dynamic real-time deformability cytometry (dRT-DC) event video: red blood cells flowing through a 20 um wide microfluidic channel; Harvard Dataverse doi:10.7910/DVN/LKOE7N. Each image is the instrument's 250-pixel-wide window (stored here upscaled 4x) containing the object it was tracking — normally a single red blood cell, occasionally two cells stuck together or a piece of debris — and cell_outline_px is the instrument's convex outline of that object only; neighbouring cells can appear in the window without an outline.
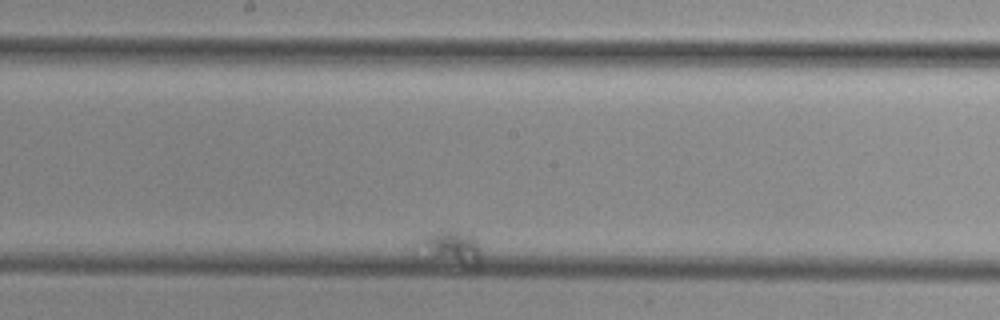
{"species": "common noctule bat (a hibernating species)", "species_latin": "Nyctalus noctula", "temperature_condition": "cold", "stored_images_in_passage": 176, "camera_frame_rate_fps": 3000, "um_per_image_px": 0.085, "animal": {"sex": "female", "body_mass_g": 29.2, "forearm_length_mm": 56.3}, "frame": {"image": 1, "passage_image": 63, "time_ms": 20.667, "image_size_px": [1000, 320], "cell_outline_px": [[480, 260], [468, 272], [428, 260], [420, 240], [420, 236], [440, 228], [448, 228], [476, 236], [480, 248]], "centroid_in_image_um": [38.4, 21.12], "position_along_channel_um": 209.8, "area_um2": 13.76}}
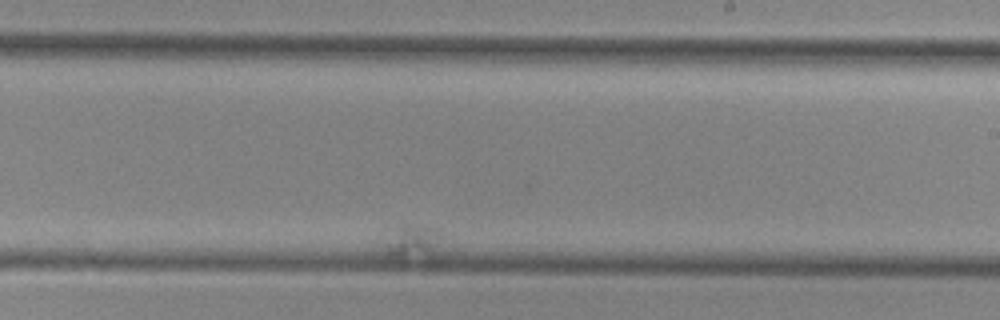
{"frame": {"image": 2, "passage_image": 86, "time_ms": 28.333, "image_size_px": [1000, 320], "cell_outline_px": [[440, 244], [432, 260], [404, 264], [400, 264], [384, 256], [384, 244], [396, 228], [424, 224], [440, 228]], "centroid_in_image_um": [35.09, 20.75], "position_along_channel_um": 253.9, "area_um2": 12.95}}
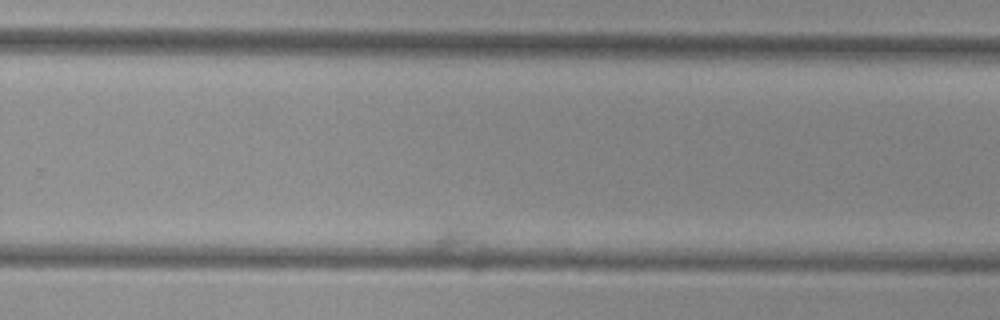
{"frame": {"image": 3, "passage_image": 130, "time_ms": 43.0, "image_size_px": [1000, 320], "cell_outline_px": [[484, 248], [480, 260], [448, 260], [432, 252], [432, 240], [448, 224], [480, 224], [484, 228]], "centroid_in_image_um": [39.09, 20.59], "position_along_channel_um": 290.7, "area_um2": 11.91}}